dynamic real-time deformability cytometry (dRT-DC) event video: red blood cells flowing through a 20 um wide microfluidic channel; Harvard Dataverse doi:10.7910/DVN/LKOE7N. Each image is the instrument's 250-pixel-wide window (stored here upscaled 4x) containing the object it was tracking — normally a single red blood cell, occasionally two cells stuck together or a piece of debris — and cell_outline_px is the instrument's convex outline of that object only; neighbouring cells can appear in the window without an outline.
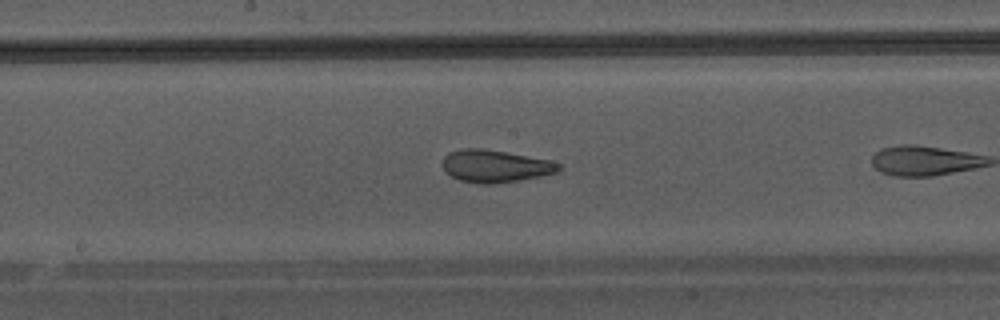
{"species": "Egyptian fruit bat (a non-hibernating species)", "species_latin": "Rousettus aegyptiacus", "temperature_condition": "warm", "stored_images_in_passage": 14, "camera_frame_rate_fps": 3000, "um_per_image_px": 0.085, "animal": {"sex": "male"}, "frame": {"image": 1, "passage_image": 10, "time_ms": 3.0, "image_size_px": [1000, 320], "cell_outline_px": [[564, 168], [560, 172], [540, 176], [492, 184], [480, 184], [460, 180], [452, 176], [444, 168], [444, 156], [448, 152], [464, 148], [480, 148], [552, 160], [560, 164]], "centroid_in_image_um": [42.15, 14.11], "position_along_channel_um": 206.1, "area_um2": 21.79}}